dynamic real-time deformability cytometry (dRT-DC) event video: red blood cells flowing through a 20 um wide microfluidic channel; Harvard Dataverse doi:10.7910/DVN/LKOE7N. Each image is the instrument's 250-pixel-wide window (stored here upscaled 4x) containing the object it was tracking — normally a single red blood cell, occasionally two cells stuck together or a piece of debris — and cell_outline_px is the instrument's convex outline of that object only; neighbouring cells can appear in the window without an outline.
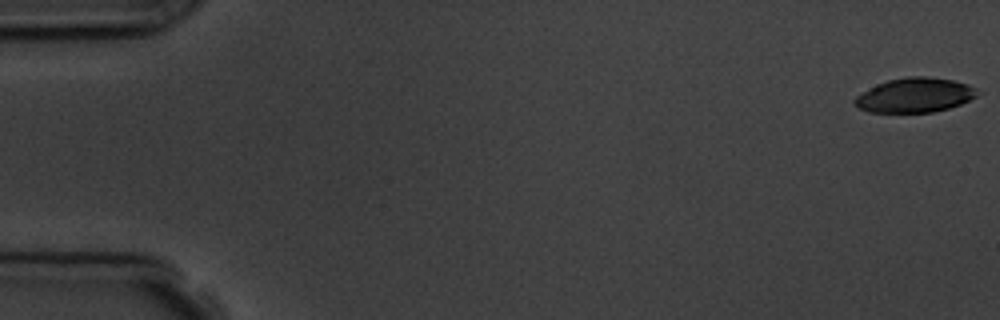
{"species": "common noctule bat (a hibernating species)", "species_latin": "Nyctalus noctula", "temperature_condition": "room temperature", "stored_images_in_passage": 4, "camera_frame_rate_fps": 3000, "um_per_image_px": 0.085, "animal": {"sex": "male", "body_mass_g": 19.5, "forearm_length_mm": 54.6}, "frame": {"image": 1, "passage_image": 1, "time_ms": 0.0, "image_size_px": [1000, 320], "cell_outline_px": [[984, 92], [960, 104], [948, 108], [932, 112], [868, 112], [852, 104], [852, 100], [856, 96], [876, 84], [888, 80], [908, 76], [928, 76], [952, 80], [968, 84]], "centroid_in_image_um": [77.76, 8.08], "position_along_channel_um": 7.2, "area_um2": 24.8}}